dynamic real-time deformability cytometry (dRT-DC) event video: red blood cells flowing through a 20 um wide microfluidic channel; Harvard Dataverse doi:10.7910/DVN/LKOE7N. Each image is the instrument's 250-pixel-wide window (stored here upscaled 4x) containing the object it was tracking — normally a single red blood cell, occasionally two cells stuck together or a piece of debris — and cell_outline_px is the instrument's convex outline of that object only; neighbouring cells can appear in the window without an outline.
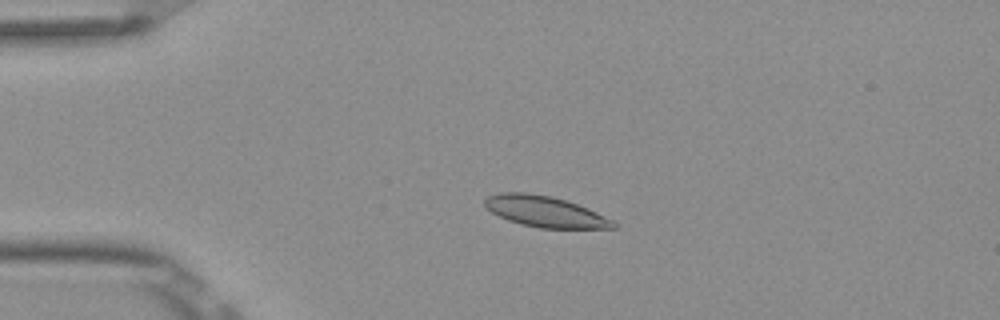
{"species": "Egyptian fruit bat (a non-hibernating species)", "species_latin": "Rousettus aegyptiacus", "temperature_condition": "room temperature", "stored_images_in_passage": 3, "camera_frame_rate_fps": 3000, "um_per_image_px": 0.085, "frame": {"image": 1, "passage_image": 2, "time_ms": 0.333, "image_size_px": [1000, 320], "cell_outline_px": [[616, 228], [540, 228], [520, 224], [508, 220], [492, 212], [484, 204], [484, 200], [488, 196], [500, 192], [524, 192], [552, 196], [588, 208], [612, 220], [616, 224]], "centroid_in_image_um": [46.31, 17.98], "position_along_channel_um": 38.7, "area_um2": 22.95}}